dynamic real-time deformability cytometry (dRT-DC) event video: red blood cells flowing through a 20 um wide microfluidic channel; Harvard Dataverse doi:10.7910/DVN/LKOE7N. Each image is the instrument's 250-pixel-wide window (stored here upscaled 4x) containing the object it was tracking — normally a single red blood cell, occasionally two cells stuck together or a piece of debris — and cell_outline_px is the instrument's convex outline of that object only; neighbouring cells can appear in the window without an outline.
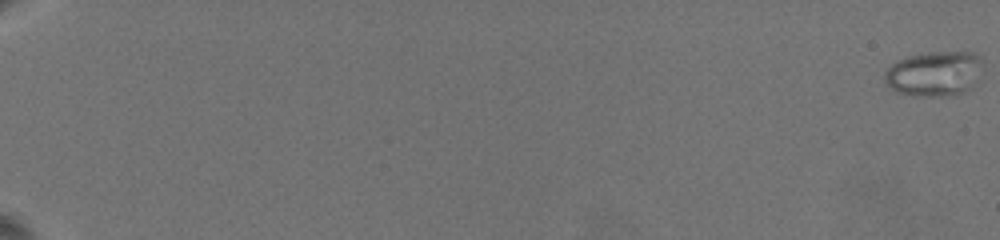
{"species": "common noctule bat (a hibernating species)", "species_latin": "Nyctalus noctula", "temperature_condition": "warm", "stored_images_in_passage": 62, "camera_frame_rate_fps": 3000, "um_per_image_px": 0.085, "animal": {"sex": "female", "body_mass_g": 19.5, "forearm_length_mm": 54.1}, "frame": {"image": 1, "passage_image": 1, "time_ms": 0.0, "image_size_px": [1000, 240], "cell_outline_px": [[980, 60], [968, 88], [960, 92], [948, 96], [912, 96], [896, 92], [884, 80], [884, 72], [896, 60], [908, 56], [928, 52], [976, 52], [980, 56]], "centroid_in_image_um": [79.28, 6.25], "position_along_channel_um": 5.7, "area_um2": 24.91}}
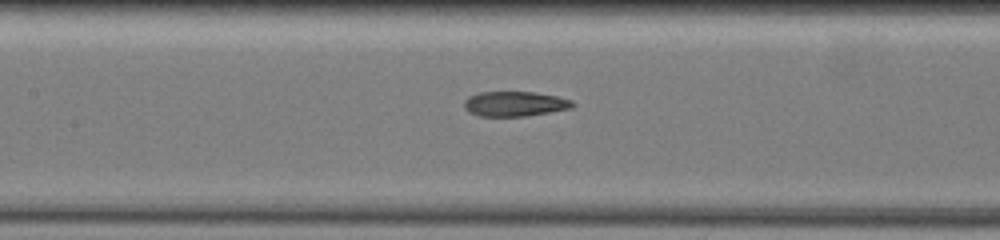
{"frame": {"image": 2, "passage_image": 37, "time_ms": 12.333, "image_size_px": [1000, 240], "cell_outline_px": [[576, 104], [572, 108], [524, 116], [480, 116], [468, 112], [464, 108], [464, 100], [468, 96], [480, 92], [536, 92], [556, 96], [572, 100]], "centroid_in_image_um": [43.74, 8.82], "position_along_channel_um": 163.7, "area_um2": 15.78}}
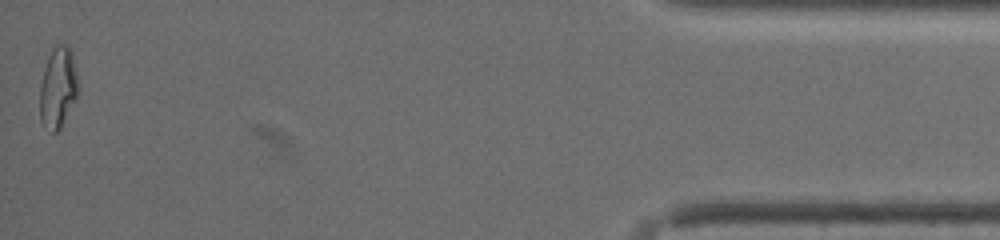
{"frame": {"image": 3, "passage_image": 62, "time_ms": 22.333, "image_size_px": [1000, 240], "cell_outline_px": [[80, 84], [76, 96], [60, 128], [56, 132], [52, 132], [40, 120], [40, 84], [44, 68], [48, 56], [52, 48], [56, 44], [64, 44], [72, 52]], "centroid_in_image_um": [4.93, 7.4], "position_along_channel_um": 430.3, "area_um2": 17.98}, "authors_computed_cell_mechanics": {"area_um2": 17.629, "velocity_mm_per_s": 3.3912, "shape_relaxation_time_tau1_ms": null, "shape_relaxation_time_tau2_ms": 2.122, "deformation_change_tau1": null, "deformation_change_tau2": 0.0914}}